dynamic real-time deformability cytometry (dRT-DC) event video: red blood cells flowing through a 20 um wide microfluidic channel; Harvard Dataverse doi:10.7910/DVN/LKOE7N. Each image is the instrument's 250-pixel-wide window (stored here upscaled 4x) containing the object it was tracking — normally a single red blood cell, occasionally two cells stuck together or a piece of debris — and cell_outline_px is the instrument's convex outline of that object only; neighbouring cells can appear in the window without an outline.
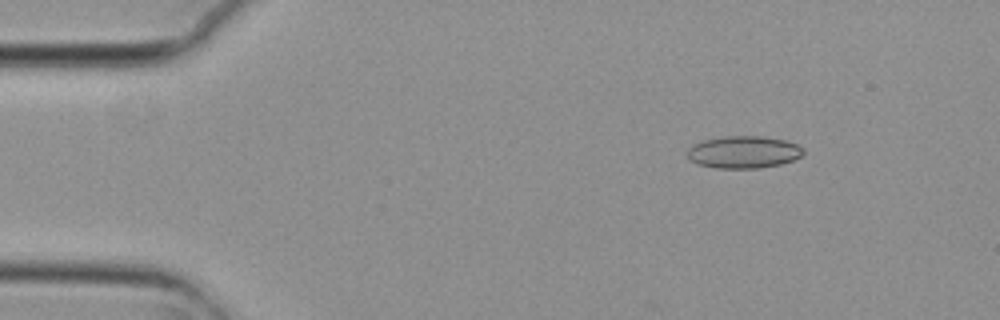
{"species": "common noctule bat (a hibernating species)", "species_latin": "Nyctalus noctula", "temperature_condition": "cold", "stored_images_in_passage": 51, "camera_frame_rate_fps": 3000, "um_per_image_px": 0.085, "animal": {"sex": "female", "body_mass_g": 29.2, "forearm_length_mm": 56.3}, "frame": {"image": 1, "passage_image": 3, "time_ms": 0.667, "image_size_px": [1000, 320], "cell_outline_px": [[804, 152], [800, 156], [792, 160], [780, 164], [760, 168], [716, 168], [696, 164], [688, 156], [688, 148], [692, 144], [704, 140], [724, 136], [764, 136], [784, 140], [796, 144], [804, 148]], "centroid_in_image_um": [63.2, 12.92], "position_along_channel_um": 21.8, "area_um2": 21.79}}
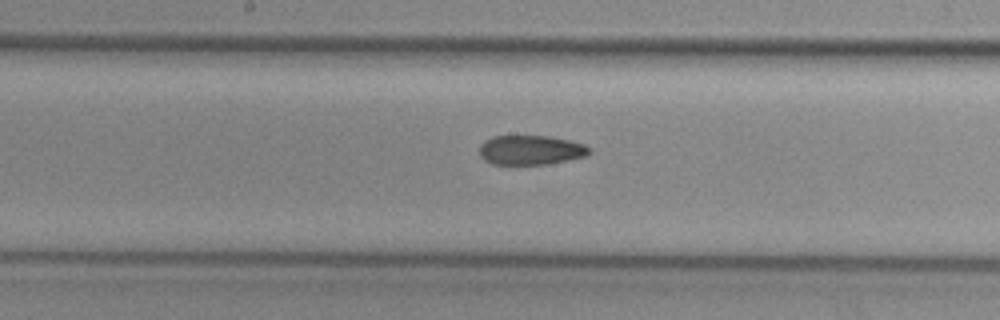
{"frame": {"image": 2, "passage_image": 24, "time_ms": 7.667, "image_size_px": [1000, 320], "cell_outline_px": [[592, 152], [588, 156], [548, 164], [492, 164], [484, 160], [480, 156], [480, 144], [484, 140], [492, 136], [548, 136], [568, 140], [584, 144], [592, 148]], "centroid_in_image_um": [45.13, 12.75], "position_along_channel_um": 203.1, "area_um2": 19.07}}
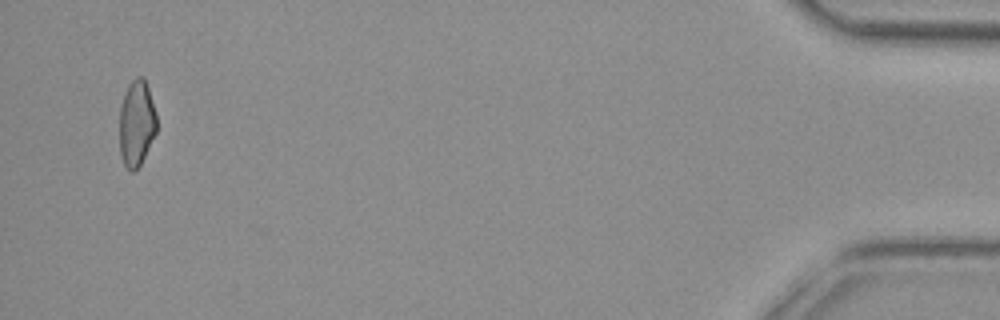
{"frame": {"image": 3, "passage_image": 49, "time_ms": 16.0, "image_size_px": [1000, 320], "cell_outline_px": [[156, 132], [140, 164], [132, 172], [124, 164], [120, 156], [120, 108], [124, 92], [128, 84], [136, 76], [144, 76], [156, 112]], "centroid_in_image_um": [11.6, 10.43], "position_along_channel_um": 423.6, "area_um2": 18.55}, "authors_computed_cell_mechanics": {"area_um2": 19.941, "velocity_mm_per_s": 3.7307, "shape_relaxation_time_tau1_ms": null, "shape_relaxation_time_tau2_ms": 5.2301, "deformation_change_tau1": null, "deformation_change_tau2": 0.1169}}